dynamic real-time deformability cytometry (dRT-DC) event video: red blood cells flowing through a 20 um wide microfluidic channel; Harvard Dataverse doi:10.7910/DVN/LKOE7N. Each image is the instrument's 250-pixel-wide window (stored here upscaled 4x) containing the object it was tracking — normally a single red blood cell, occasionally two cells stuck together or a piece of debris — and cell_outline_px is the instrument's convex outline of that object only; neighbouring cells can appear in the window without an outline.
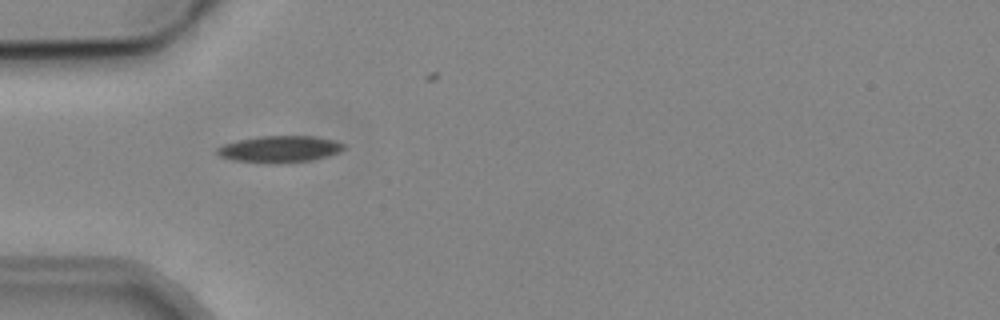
{"species": "common noctule bat (a hibernating species)", "species_latin": "Nyctalus noctula", "temperature_condition": "cold", "stored_images_in_passage": 1, "camera_frame_rate_fps": 3000, "um_per_image_px": 0.085, "animal": {"sex": "male", "body_mass_g": 19.2, "forearm_length_mm": 51.8}, "frame": {"image": 1, "passage_image": 1, "time_ms": 0.0, "image_size_px": [1000, 320], "cell_outline_px": [[344, 148], [340, 152], [328, 156], [312, 160], [280, 164], [268, 164], [232, 160], [220, 156], [216, 152], [216, 148], [224, 144], [236, 140], [256, 136], [316, 136], [336, 140], [344, 144]], "centroid_in_image_um": [23.76, 12.68], "position_along_channel_um": 61.2, "area_um2": 20.11}}